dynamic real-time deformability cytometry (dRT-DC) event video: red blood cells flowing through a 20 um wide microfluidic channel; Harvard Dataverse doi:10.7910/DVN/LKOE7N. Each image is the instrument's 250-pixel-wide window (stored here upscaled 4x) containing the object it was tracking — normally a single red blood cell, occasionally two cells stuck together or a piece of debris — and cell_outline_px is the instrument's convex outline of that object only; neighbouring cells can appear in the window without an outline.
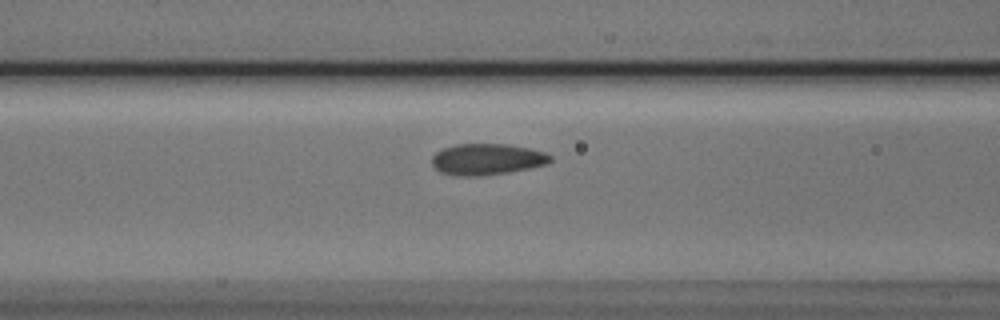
{"species": "Egyptian fruit bat (a non-hibernating species)", "species_latin": "Rousettus aegyptiacus", "temperature_condition": "cold", "stored_images_in_passage": 5, "segment_of_instrument_passage": [2, 2], "camera_frame_rate_fps": 3000, "um_per_image_px": 0.085, "animal": {"sex": "male"}, "frame": {"image": 1, "passage_image": 5, "time_ms": 1.333, "image_size_px": [1000, 320], "cell_outline_px": [[552, 160], [548, 164], [532, 168], [508, 172], [480, 176], [456, 176], [440, 172], [432, 164], [432, 156], [436, 152], [444, 148], [456, 144], [508, 144], [528, 148], [544, 152], [552, 156]], "centroid_in_image_um": [41.41, 13.54], "position_along_channel_um": 125.2, "area_um2": 21.68}}